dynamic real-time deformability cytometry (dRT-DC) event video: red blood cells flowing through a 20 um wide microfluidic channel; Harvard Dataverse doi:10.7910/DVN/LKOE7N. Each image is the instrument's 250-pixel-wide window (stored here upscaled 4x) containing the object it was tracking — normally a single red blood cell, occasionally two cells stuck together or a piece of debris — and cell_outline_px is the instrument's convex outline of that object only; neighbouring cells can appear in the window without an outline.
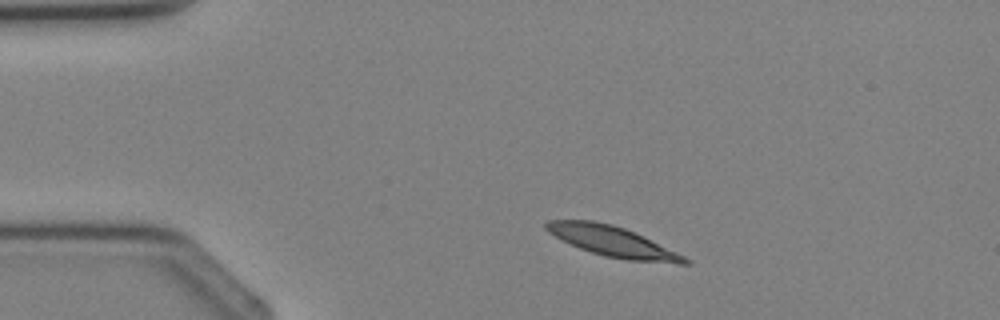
{"species": "Egyptian fruit bat (a non-hibernating species)", "species_latin": "Rousettus aegyptiacus", "temperature_condition": "cold", "stored_images_in_passage": 2, "camera_frame_rate_fps": 3000, "um_per_image_px": 0.085, "animal": {"sex": "female"}, "frame": {"image": 1, "passage_image": 1, "time_ms": 0.0, "image_size_px": [1000, 320], "cell_outline_px": [[692, 264], [680, 264], [628, 260], [604, 256], [580, 248], [548, 232], [544, 228], [544, 224], [548, 220], [592, 220], [612, 224], [624, 228], [644, 236], [692, 260]], "centroid_in_image_um": [52.11, 20.53], "position_along_channel_um": 32.9, "area_um2": 24.33}}